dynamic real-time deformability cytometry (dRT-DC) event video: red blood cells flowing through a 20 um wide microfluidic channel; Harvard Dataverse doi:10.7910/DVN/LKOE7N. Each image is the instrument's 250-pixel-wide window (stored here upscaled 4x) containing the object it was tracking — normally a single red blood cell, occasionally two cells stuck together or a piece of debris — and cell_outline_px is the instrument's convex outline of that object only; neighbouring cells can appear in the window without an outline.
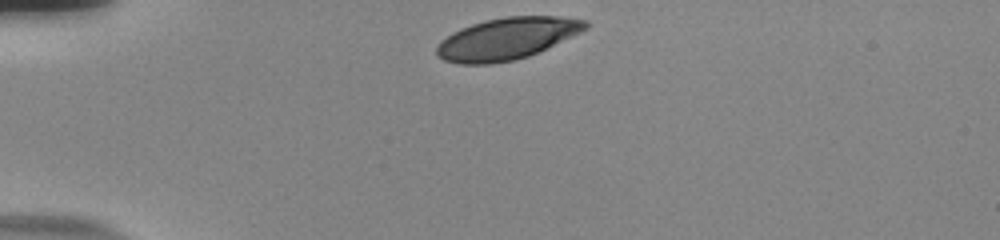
{"species": "human", "species_latin": "Homo sapiens", "temperature_condition": "room temperature", "stored_images_in_passage": 34, "camera_frame_rate_fps": 3000, "um_per_image_px": 0.085, "donor": {"sex": "male"}, "frame": {"image": 1, "passage_image": 1, "time_ms": 0.0, "image_size_px": [1000, 240], "cell_outline_px": [[588, 28], [580, 32], [528, 56], [516, 60], [492, 64], [456, 64], [444, 60], [436, 56], [436, 48], [440, 40], [452, 32], [460, 28], [472, 24], [504, 16], [560, 16], [588, 20]], "centroid_in_image_um": [43.04, 3.29], "position_along_channel_um": 42.0, "area_um2": 36.3}}
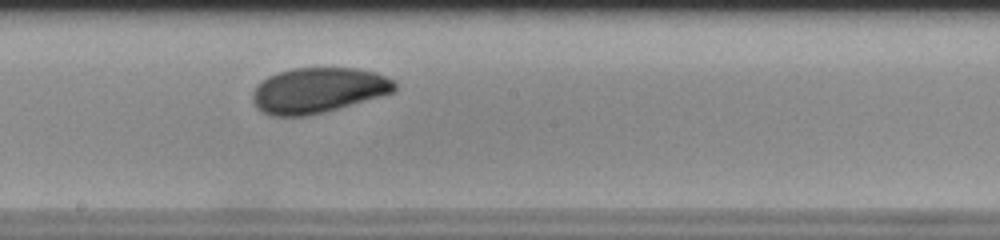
{"frame": {"image": 2, "passage_image": 19, "time_ms": 6.0, "image_size_px": [1000, 240], "cell_outline_px": [[396, 92], [324, 112], [308, 116], [272, 116], [260, 112], [256, 108], [252, 100], [252, 92], [256, 84], [260, 80], [268, 76], [292, 68], [356, 68], [376, 72], [392, 80], [396, 84]], "centroid_in_image_um": [27.0, 7.68], "position_along_channel_um": 221.2, "area_um2": 37.86}}
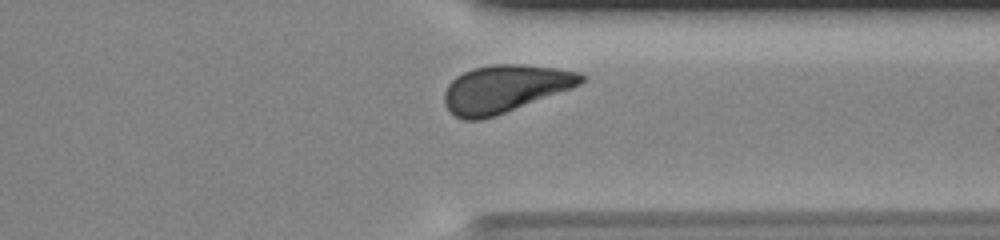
{"frame": {"image": 3, "passage_image": 31, "time_ms": 10.0, "image_size_px": [1000, 240], "cell_outline_px": [[584, 80], [580, 84], [572, 88], [504, 112], [480, 120], [464, 120], [456, 116], [444, 104], [444, 92], [448, 84], [456, 76], [472, 68], [492, 64], [524, 64], [556, 68], [580, 72], [584, 76]], "centroid_in_image_um": [42.89, 7.52], "position_along_channel_um": 368.5, "area_um2": 37.45}, "authors_computed_cell_mechanics": {"area_um2": 37.6567, "velocity_mm_per_s": 3.6807, "shape_relaxation_time_tau1_ms": 2.0426, "shape_relaxation_time_tau2_ms": null, "deformation_change_tau1": 0.0879, "deformation_change_tau2": null}}